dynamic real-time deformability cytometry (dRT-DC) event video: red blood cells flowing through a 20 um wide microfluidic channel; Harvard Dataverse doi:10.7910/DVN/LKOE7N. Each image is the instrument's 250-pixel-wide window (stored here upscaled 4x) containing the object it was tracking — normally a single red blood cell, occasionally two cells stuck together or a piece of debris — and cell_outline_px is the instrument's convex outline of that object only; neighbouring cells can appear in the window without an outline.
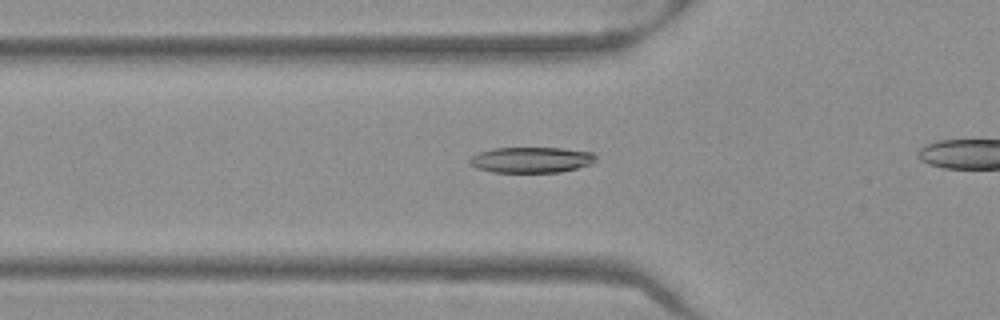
{"species": "Egyptian fruit bat (a non-hibernating species)", "species_latin": "Rousettus aegyptiacus", "temperature_condition": "warm", "stored_images_in_passage": 38, "camera_frame_rate_fps": 3000, "um_per_image_px": 0.085, "frame": {"image": 1, "passage_image": 14, "time_ms": 4.333, "image_size_px": [1000, 320], "cell_outline_px": [[596, 160], [592, 164], [560, 172], [492, 172], [476, 168], [468, 164], [468, 160], [476, 152], [492, 148], [560, 148], [592, 152], [596, 156]], "centroid_in_image_um": [45.11, 13.58], "position_along_channel_um": 80.7, "area_um2": 19.07}}
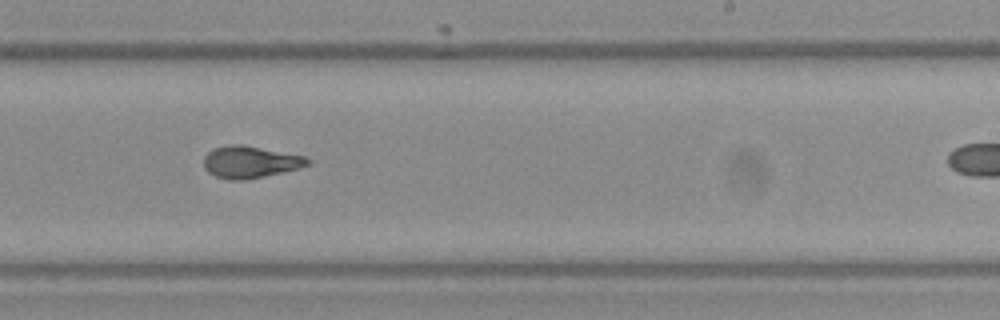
{"frame": {"image": 2, "passage_image": 28, "time_ms": 9.0, "image_size_px": [1000, 320], "cell_outline_px": [[312, 164], [300, 168], [264, 176], [244, 180], [228, 180], [216, 176], [208, 172], [204, 168], [204, 156], [212, 148], [228, 144], [240, 144], [304, 156], [312, 160]], "centroid_in_image_um": [21.26, 13.77], "position_along_channel_um": 267.7, "area_um2": 19.42}}
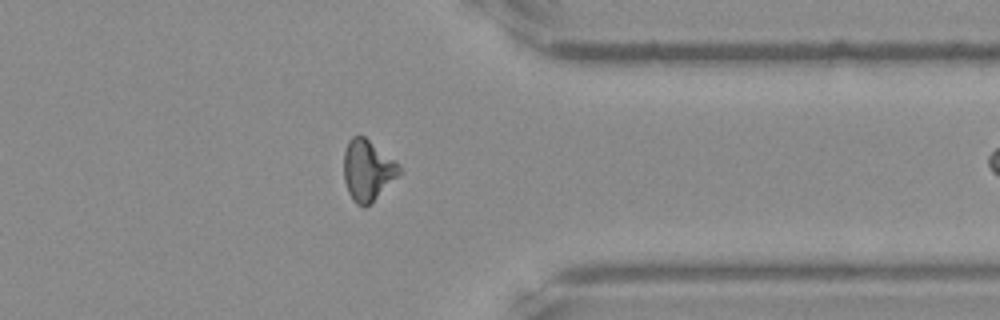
{"frame": {"image": 3, "passage_image": 37, "time_ms": 12.0, "image_size_px": [1000, 320], "cell_outline_px": [[404, 172], [364, 208], [356, 204], [352, 200], [348, 192], [344, 180], [344, 152], [348, 140], [352, 136], [364, 136], [396, 160], [400, 164]], "centroid_in_image_um": [31.27, 14.46], "position_along_channel_um": 380.1, "area_um2": 19.94}}